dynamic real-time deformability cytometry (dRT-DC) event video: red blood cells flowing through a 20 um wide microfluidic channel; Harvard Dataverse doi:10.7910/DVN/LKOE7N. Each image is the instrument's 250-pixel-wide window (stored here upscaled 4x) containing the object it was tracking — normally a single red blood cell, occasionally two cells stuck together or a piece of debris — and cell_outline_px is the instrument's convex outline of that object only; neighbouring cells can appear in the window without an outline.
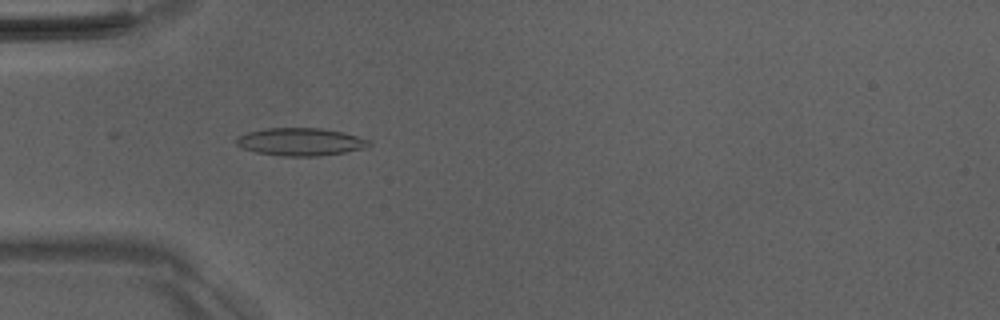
{"species": "Egyptian fruit bat (a non-hibernating species)", "species_latin": "Rousettus aegyptiacus", "temperature_condition": "room temperature", "stored_images_in_passage": 28, "camera_frame_rate_fps": 3000, "um_per_image_px": 0.085, "animal": {"sex": "male"}, "frame": {"image": 1, "passage_image": 16, "time_ms": 5.0, "image_size_px": [1000, 320], "cell_outline_px": [[372, 144], [364, 148], [344, 152], [320, 156], [280, 156], [256, 152], [240, 148], [236, 144], [236, 140], [240, 136], [248, 132], [268, 128], [320, 128], [344, 132], [372, 140]], "centroid_in_image_um": [25.57, 12.06], "position_along_channel_um": 59.4, "area_um2": 21.5}}
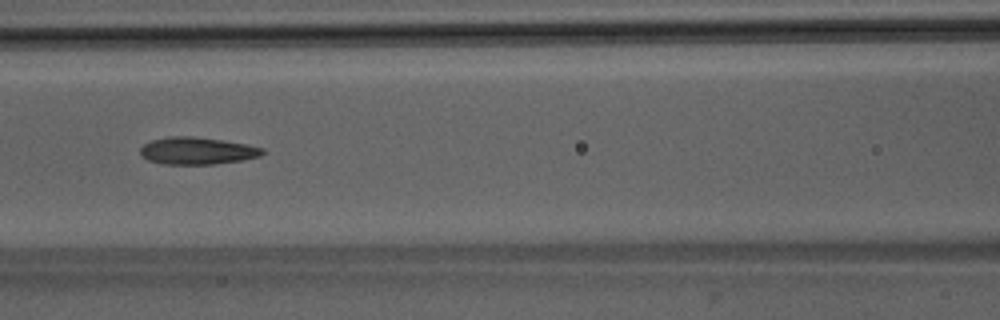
{"frame": {"image": 2, "passage_image": 23, "time_ms": 7.333, "image_size_px": [1000, 320], "cell_outline_px": [[264, 152], [260, 156], [240, 160], [212, 164], [160, 164], [148, 160], [140, 156], [140, 148], [144, 144], [152, 140], [168, 136], [192, 136], [224, 140], [264, 148]], "centroid_in_image_um": [16.7, 12.81], "position_along_channel_um": 149.9, "area_um2": 19.36}}